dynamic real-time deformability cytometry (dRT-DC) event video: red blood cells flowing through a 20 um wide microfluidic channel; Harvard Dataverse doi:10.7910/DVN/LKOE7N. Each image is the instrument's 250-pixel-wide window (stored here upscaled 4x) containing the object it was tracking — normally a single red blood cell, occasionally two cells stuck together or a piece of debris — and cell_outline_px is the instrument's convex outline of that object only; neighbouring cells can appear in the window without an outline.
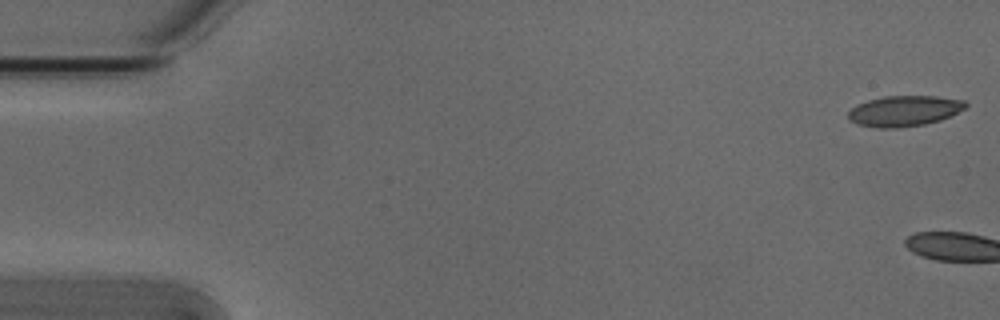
{"species": "Egyptian fruit bat (a non-hibernating species)", "species_latin": "Rousettus aegyptiacus", "temperature_condition": "cold", "stored_images_in_passage": 5, "camera_frame_rate_fps": 3000, "um_per_image_px": 0.085, "animal": {"sex": "male"}, "frame": {"image": 1, "passage_image": 1, "time_ms": 0.0, "image_size_px": [1000, 320], "cell_outline_px": [[968, 104], [964, 108], [940, 120], [924, 124], [896, 128], [880, 128], [856, 124], [848, 120], [848, 112], [856, 104], [868, 100], [884, 96], [936, 96], [964, 100]], "centroid_in_image_um": [76.81, 9.42], "position_along_channel_um": 8.2, "area_um2": 20.87}}